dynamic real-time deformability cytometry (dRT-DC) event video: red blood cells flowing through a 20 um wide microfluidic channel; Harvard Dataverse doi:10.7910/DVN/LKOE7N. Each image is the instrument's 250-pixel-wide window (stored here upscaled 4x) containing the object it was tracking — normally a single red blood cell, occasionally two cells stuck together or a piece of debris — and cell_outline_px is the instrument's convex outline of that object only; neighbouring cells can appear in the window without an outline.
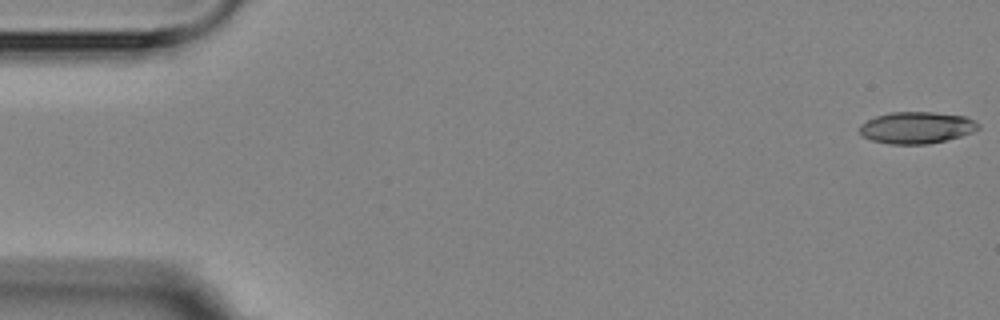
{"species": "Egyptian fruit bat (a non-hibernating species)", "species_latin": "Rousettus aegyptiacus", "temperature_condition": "room temperature", "stored_images_in_passage": 11, "camera_frame_rate_fps": 3000, "um_per_image_px": 0.085, "animal": {"sex": "female"}, "frame": {"image": 1, "passage_image": 1, "time_ms": 0.0, "image_size_px": [1000, 320], "cell_outline_px": [[980, 128], [972, 132], [960, 136], [928, 144], [888, 144], [872, 140], [860, 136], [860, 124], [876, 116], [892, 112], [932, 112], [968, 116], [980, 124]], "centroid_in_image_um": [77.92, 10.84], "position_along_channel_um": 7.1, "area_um2": 22.02}}
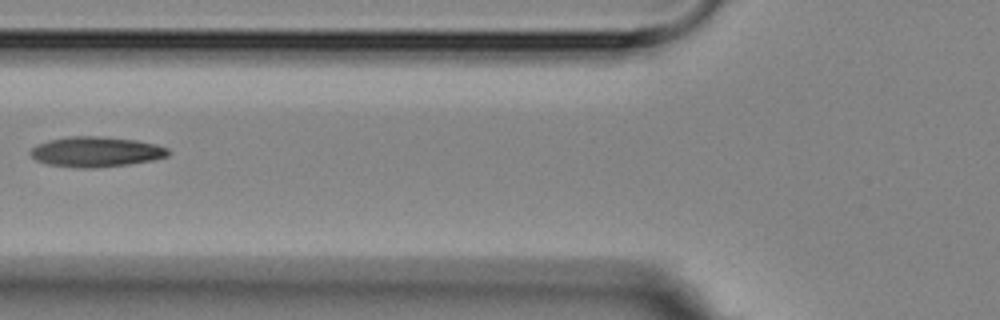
{"frame": {"image": 2, "passage_image": 7, "time_ms": 7.0, "image_size_px": [1000, 320], "cell_outline_px": [[172, 152], [168, 156], [152, 160], [128, 164], [96, 168], [76, 168], [48, 164], [36, 160], [28, 152], [32, 148], [48, 140], [72, 136], [100, 136], [136, 140], [156, 144], [168, 148]], "centroid_in_image_um": [8.19, 12.9], "position_along_channel_um": 117.6, "area_um2": 24.28}}
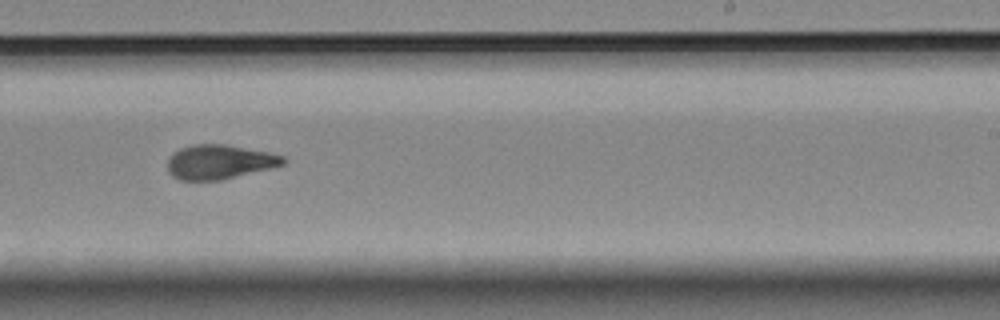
{"frame": {"image": 3, "passage_image": 11, "time_ms": 11.333, "image_size_px": [1000, 320], "cell_outline_px": [[288, 160], [284, 164], [220, 180], [180, 180], [172, 176], [168, 172], [168, 160], [180, 148], [192, 144], [224, 144], [268, 152], [284, 156]], "centroid_in_image_um": [18.64, 13.76], "position_along_channel_um": 270.4, "area_um2": 22.83}}